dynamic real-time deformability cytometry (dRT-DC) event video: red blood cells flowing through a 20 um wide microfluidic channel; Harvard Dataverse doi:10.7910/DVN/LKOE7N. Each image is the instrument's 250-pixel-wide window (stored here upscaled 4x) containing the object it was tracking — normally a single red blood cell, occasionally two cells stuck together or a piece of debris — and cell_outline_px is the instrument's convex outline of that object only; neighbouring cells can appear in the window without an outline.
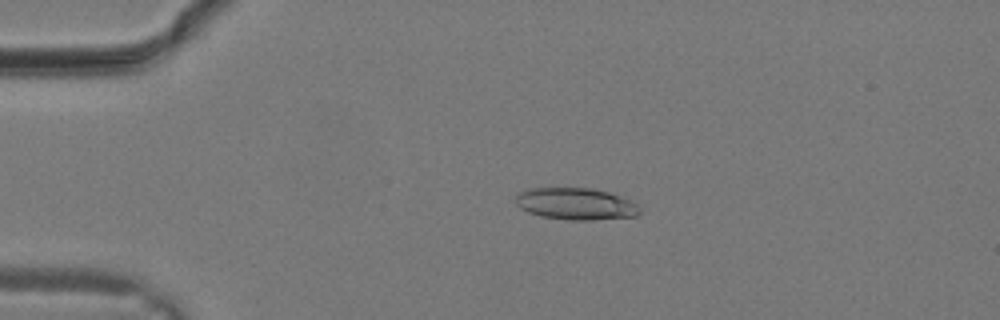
{"species": "common noctule bat (a hibernating species)", "species_latin": "Nyctalus noctula", "temperature_condition": "warm", "stored_images_in_passage": 27, "camera_frame_rate_fps": 3000, "um_per_image_px": 0.085, "animal": {"sex": "male", "body_mass_g": 19.2, "forearm_length_mm": 51.8}, "frame": {"image": 1, "passage_image": 4, "time_ms": 1.0, "image_size_px": [1000, 320], "cell_outline_px": [[640, 212], [636, 216], [592, 220], [572, 220], [540, 216], [528, 212], [520, 208], [516, 204], [516, 196], [520, 192], [532, 188], [592, 188], [624, 196], [632, 200], [640, 208]], "centroid_in_image_um": [48.97, 17.32], "position_along_channel_um": 36.0, "area_um2": 23.12}}
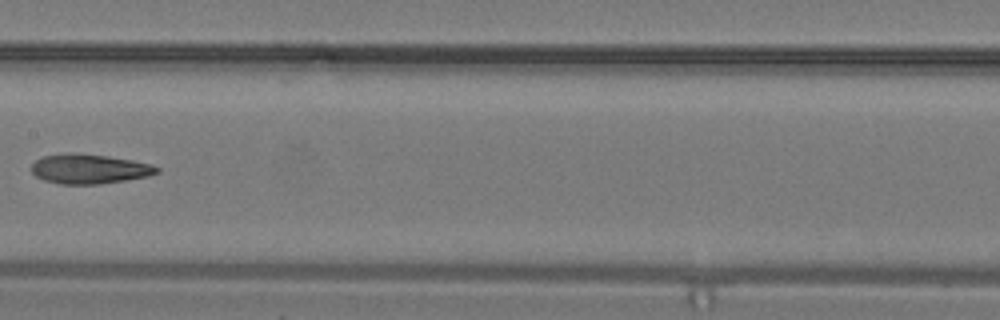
{"frame": {"image": 2, "passage_image": 13, "time_ms": 4.0, "image_size_px": [1000, 320], "cell_outline_px": [[160, 172], [148, 176], [100, 184], [60, 184], [44, 180], [36, 176], [32, 172], [32, 164], [36, 160], [44, 156], [108, 156], [132, 160], [152, 164], [160, 168]], "centroid_in_image_um": [7.67, 14.41], "position_along_channel_um": 199.7, "area_um2": 20.69}}
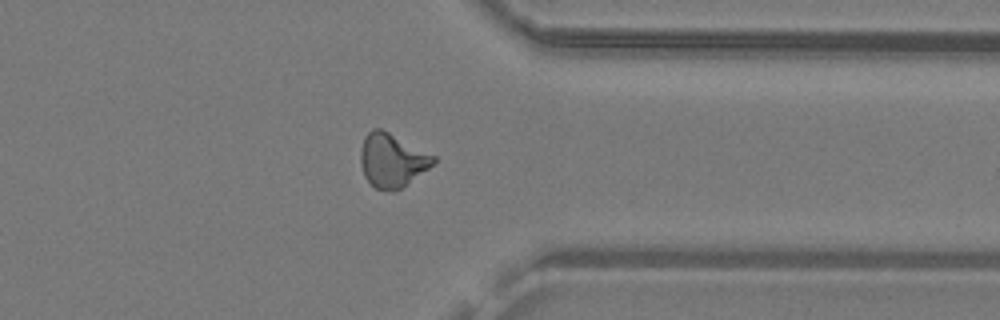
{"frame": {"image": 3, "passage_image": 21, "time_ms": 6.667, "image_size_px": [1000, 320], "cell_outline_px": [[436, 160], [428, 168], [400, 188], [392, 192], [376, 188], [364, 176], [360, 164], [360, 152], [364, 136], [372, 128], [380, 128], [436, 156]], "centroid_in_image_um": [33.29, 13.61], "position_along_channel_um": 378.1, "area_um2": 22.48}}